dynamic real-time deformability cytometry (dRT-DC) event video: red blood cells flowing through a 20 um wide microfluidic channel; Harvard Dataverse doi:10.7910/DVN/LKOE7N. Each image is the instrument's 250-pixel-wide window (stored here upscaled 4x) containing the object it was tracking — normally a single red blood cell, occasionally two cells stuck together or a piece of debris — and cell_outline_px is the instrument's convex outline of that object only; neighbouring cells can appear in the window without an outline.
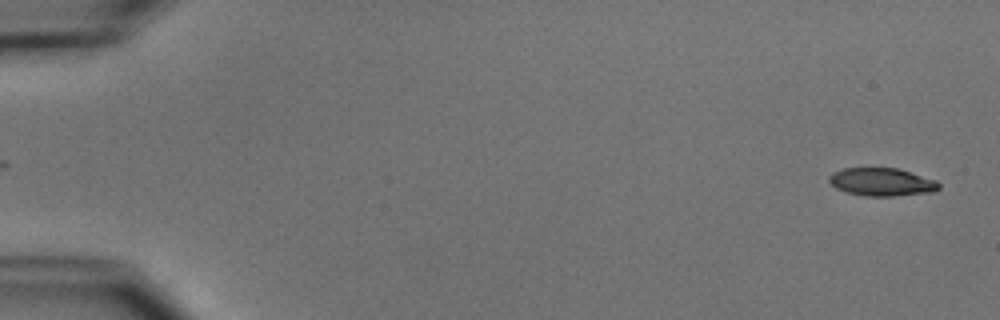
{"species": "common noctule bat (a hibernating species)", "species_latin": "Nyctalus noctula", "temperature_condition": "cold", "stored_images_in_passage": 53, "camera_frame_rate_fps": 3000, "um_per_image_px": 0.085, "animal": {"sex": "male", "body_mass_g": 15.6}, "frame": {"image": 1, "passage_image": 1, "time_ms": 0.0, "image_size_px": [1000, 320], "cell_outline_px": [[940, 188], [936, 192], [892, 196], [864, 196], [844, 192], [836, 188], [828, 180], [828, 176], [832, 172], [844, 168], [896, 168], [936, 180], [940, 184]], "centroid_in_image_um": [74.94, 15.48], "position_along_channel_um": 10.1, "area_um2": 18.03}}
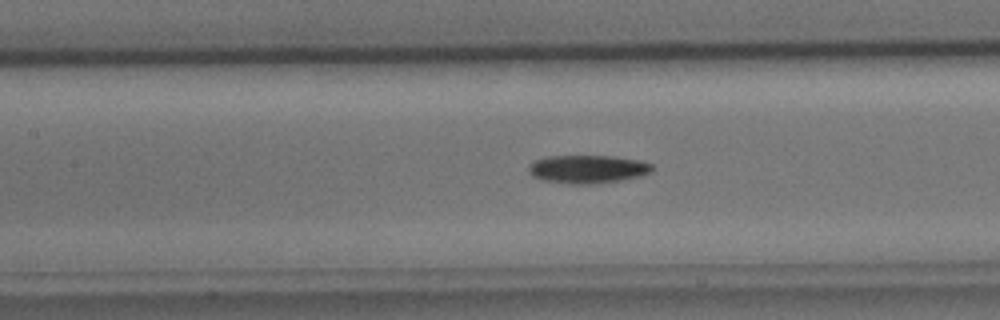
{"frame": {"image": 2, "passage_image": 24, "time_ms": 7.667, "image_size_px": [1000, 320], "cell_outline_px": [[652, 172], [640, 176], [620, 180], [592, 184], [572, 184], [540, 180], [532, 176], [528, 172], [528, 168], [536, 160], [548, 156], [612, 156], [640, 160], [652, 164]], "centroid_in_image_um": [49.95, 14.38], "position_along_channel_um": 157.5, "area_um2": 20.29}}
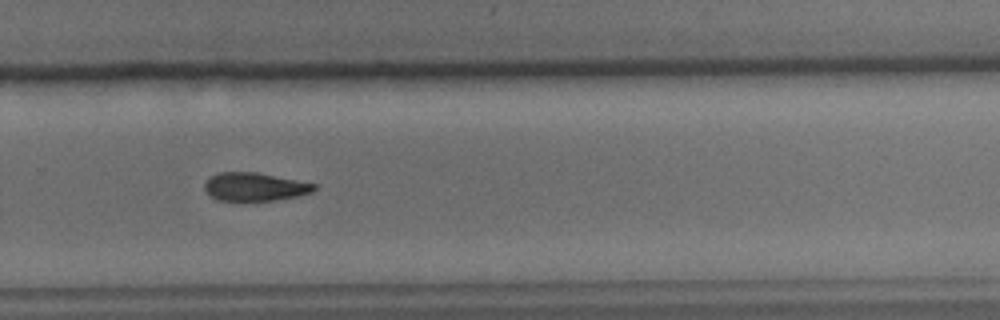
{"frame": {"image": 3, "passage_image": 36, "time_ms": 11.667, "image_size_px": [1000, 320], "cell_outline_px": [[316, 188], [312, 192], [296, 196], [272, 200], [216, 200], [204, 188], [204, 184], [212, 176], [220, 172], [256, 172], [316, 184]], "centroid_in_image_um": [21.65, 15.87], "position_along_channel_um": 308.2, "area_um2": 17.63}, "authors_computed_cell_mechanics": {"area_um2": 18.9584, "velocity_mm_per_s": 3.7773, "shape_relaxation_time_tau1_ms": 4.1426, "shape_relaxation_time_tau2_ms": null, "deformation_change_tau1": 0.1101, "deformation_change_tau2": null}}